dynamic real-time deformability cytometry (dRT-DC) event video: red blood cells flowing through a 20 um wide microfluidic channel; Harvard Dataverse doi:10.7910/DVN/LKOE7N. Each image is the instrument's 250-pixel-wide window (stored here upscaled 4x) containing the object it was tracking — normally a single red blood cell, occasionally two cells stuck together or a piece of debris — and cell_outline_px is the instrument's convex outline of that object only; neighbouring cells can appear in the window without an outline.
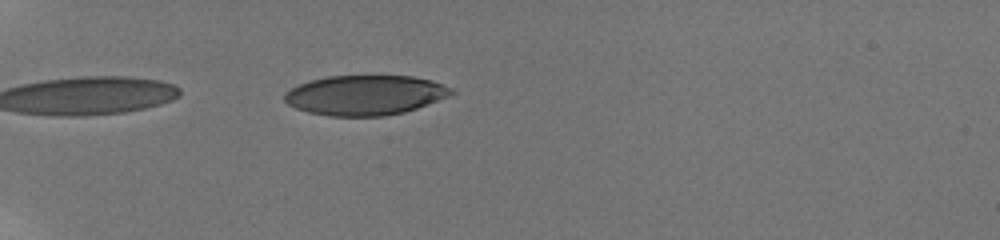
{"species": "human", "species_latin": "Homo sapiens", "temperature_condition": "room temperature", "stored_images_in_passage": 12, "camera_frame_rate_fps": 3000, "um_per_image_px": 0.085, "donor": {"sex": "male"}, "frame": {"image": 1, "passage_image": 3, "time_ms": 0.667, "image_size_px": [1000, 240], "cell_outline_px": [[456, 92], [448, 96], [416, 108], [404, 112], [384, 116], [328, 116], [308, 112], [296, 108], [288, 104], [284, 100], [284, 92], [300, 84], [312, 80], [328, 76], [412, 76], [432, 80], [452, 88]], "centroid_in_image_um": [31.03, 8.09], "position_along_channel_um": 54.0, "area_um2": 38.61}}
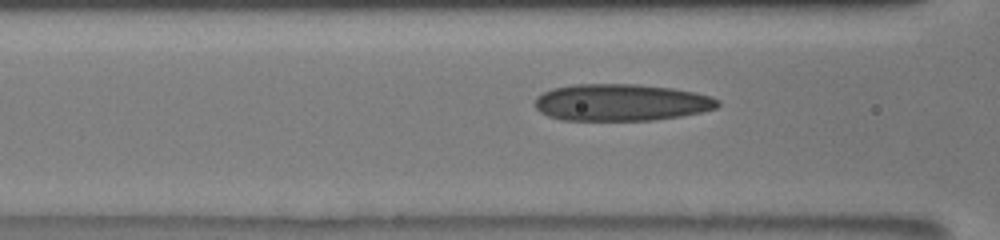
{"frame": {"image": 2, "passage_image": 6, "time_ms": 1.667, "image_size_px": [1000, 240], "cell_outline_px": [[720, 104], [716, 108], [700, 112], [680, 116], [652, 120], [560, 120], [548, 116], [540, 112], [536, 108], [536, 96], [552, 88], [576, 84], [636, 84], [672, 88], [696, 92], [712, 96], [720, 100]], "centroid_in_image_um": [52.81, 8.7], "position_along_channel_um": 113.8, "area_um2": 39.42}}
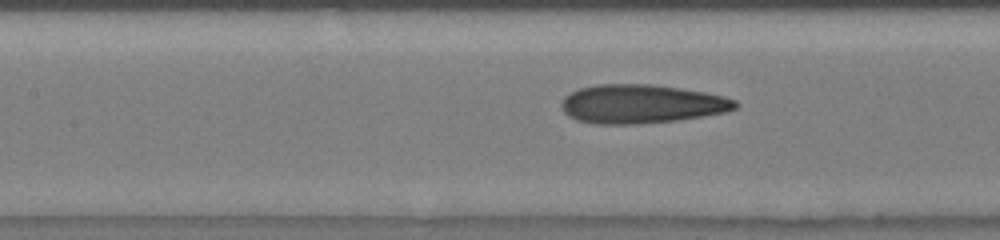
{"frame": {"image": 3, "passage_image": 9, "time_ms": 2.667, "image_size_px": [1000, 240], "cell_outline_px": [[740, 104], [736, 108], [728, 112], [676, 120], [640, 124], [592, 124], [576, 120], [568, 116], [564, 112], [560, 104], [564, 96], [580, 88], [600, 84], [648, 84], [680, 88], [704, 92], [724, 96], [736, 100]], "centroid_in_image_um": [54.52, 8.84], "position_along_channel_um": 152.9, "area_um2": 39.48}}